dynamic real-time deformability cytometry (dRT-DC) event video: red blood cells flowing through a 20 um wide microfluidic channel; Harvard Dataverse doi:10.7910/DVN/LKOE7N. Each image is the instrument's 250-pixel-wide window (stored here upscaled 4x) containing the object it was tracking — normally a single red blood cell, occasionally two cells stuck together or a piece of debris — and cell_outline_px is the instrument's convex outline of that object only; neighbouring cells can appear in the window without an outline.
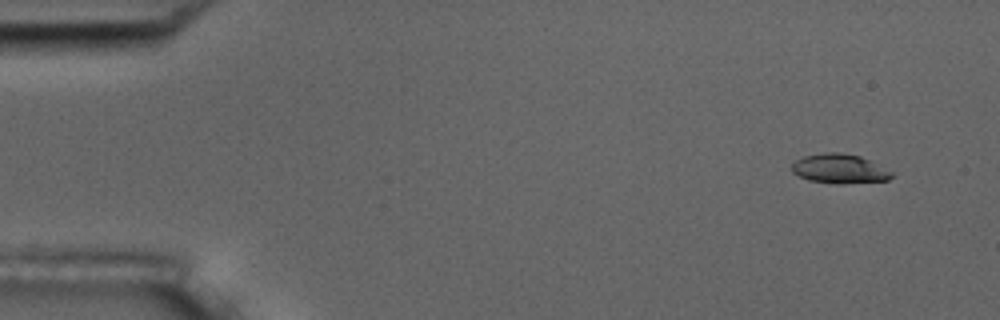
{"species": "common noctule bat (a hibernating species)", "species_latin": "Nyctalus noctula", "temperature_condition": "room temperature", "stored_images_in_passage": 4, "camera_frame_rate_fps": 3000, "um_per_image_px": 0.085, "animal": {"sex": "male", "body_mass_g": 17.5, "forearm_length_mm": 52.3}, "frame": {"image": 1, "passage_image": 1, "time_ms": 0.0, "image_size_px": [1000, 320], "cell_outline_px": [[892, 176], [888, 180], [844, 184], [840, 184], [808, 180], [792, 172], [792, 164], [796, 160], [804, 156], [824, 152], [840, 152], [860, 156], [892, 172]], "centroid_in_image_um": [71.33, 14.34], "position_along_channel_um": 13.7, "area_um2": 16.94}}
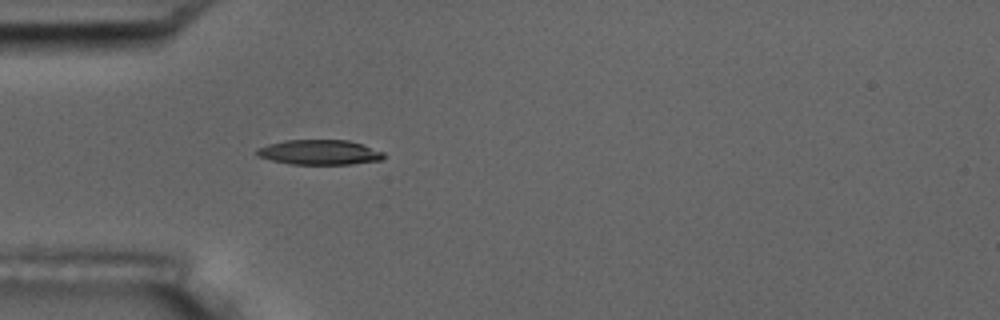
{"frame": {"image": 2, "passage_image": 4, "time_ms": 4.333, "image_size_px": [1000, 320], "cell_outline_px": [[384, 156], [380, 160], [352, 164], [288, 164], [256, 156], [256, 148], [268, 144], [284, 140], [348, 140], [384, 152]], "centroid_in_image_um": [27.1, 12.94], "position_along_channel_um": 57.9, "area_um2": 18.38}}